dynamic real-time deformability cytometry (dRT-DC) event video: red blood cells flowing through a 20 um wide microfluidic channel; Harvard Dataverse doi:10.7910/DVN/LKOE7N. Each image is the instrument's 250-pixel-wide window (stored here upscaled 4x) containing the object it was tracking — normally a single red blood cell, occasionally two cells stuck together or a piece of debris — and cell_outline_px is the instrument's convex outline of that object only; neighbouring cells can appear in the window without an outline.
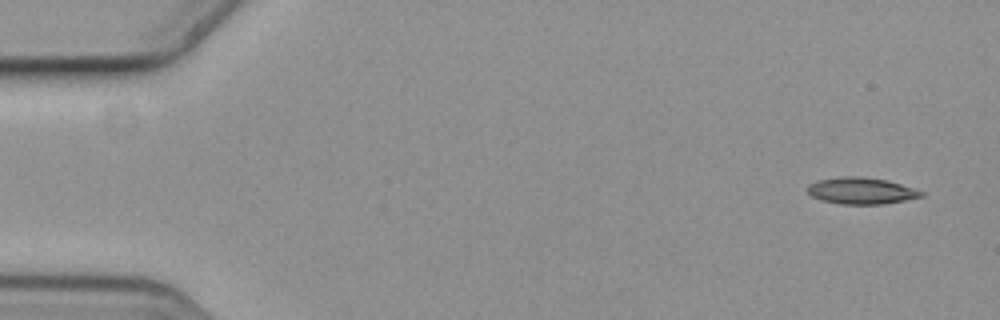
{"species": "common noctule bat (a hibernating species)", "species_latin": "Nyctalus noctula", "temperature_condition": "cold", "stored_images_in_passage": 4, "camera_frame_rate_fps": 3000, "um_per_image_px": 0.085, "animal": {"sex": "female", "body_mass_g": 19.3, "forearm_length_mm": 54.1}, "frame": {"image": 1, "passage_image": 1, "time_ms": 0.0, "image_size_px": [1000, 320], "cell_outline_px": [[924, 196], [884, 204], [840, 204], [820, 200], [812, 196], [808, 192], [808, 184], [816, 180], [844, 176], [860, 176], [888, 180], [924, 192]], "centroid_in_image_um": [73.18, 16.21], "position_along_channel_um": 11.8, "area_um2": 17.63}}
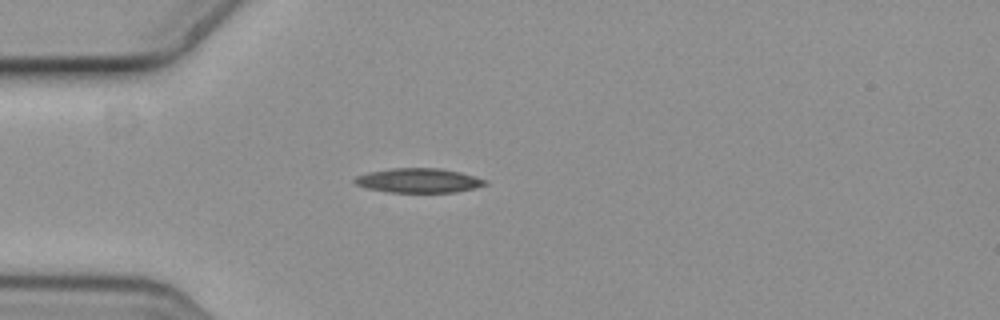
{"frame": {"image": 2, "passage_image": 4, "time_ms": 1.0, "image_size_px": [1000, 320], "cell_outline_px": [[488, 184], [476, 188], [456, 192], [388, 192], [368, 188], [356, 184], [352, 180], [356, 176], [368, 172], [392, 168], [440, 168], [460, 172], [488, 180]], "centroid_in_image_um": [35.61, 15.34], "position_along_channel_um": 49.4, "area_um2": 18.61}}